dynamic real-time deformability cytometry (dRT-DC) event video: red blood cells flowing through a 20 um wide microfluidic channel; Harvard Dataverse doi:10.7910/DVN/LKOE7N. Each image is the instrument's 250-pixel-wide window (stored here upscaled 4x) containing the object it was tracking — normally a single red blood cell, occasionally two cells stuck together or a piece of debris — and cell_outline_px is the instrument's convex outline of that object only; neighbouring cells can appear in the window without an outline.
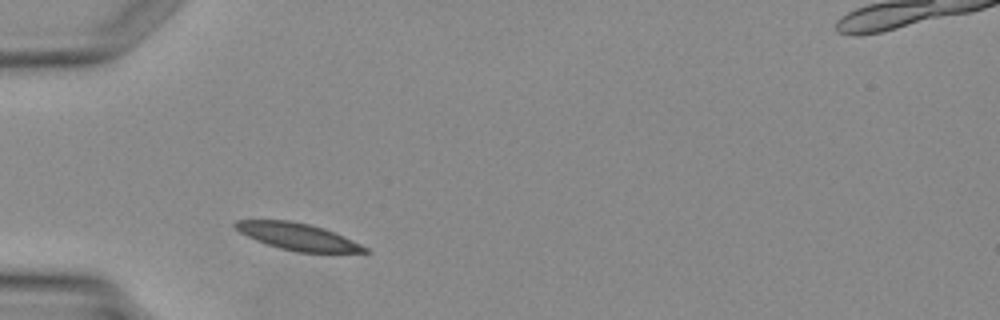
{"species": "Egyptian fruit bat (a non-hibernating species)", "species_latin": "Rousettus aegyptiacus", "temperature_condition": "warm", "stored_images_in_passage": 2, "camera_frame_rate_fps": 3000, "um_per_image_px": 0.085, "animal": {"sex": "female"}, "frame": {"image": 1, "passage_image": 1, "time_ms": 0.0, "image_size_px": [1000, 320], "cell_outline_px": [[372, 252], [296, 252], [280, 248], [256, 240], [240, 232], [232, 224], [236, 220], [292, 220], [324, 228], [344, 236], [368, 248]], "centroid_in_image_um": [25.31, 20.1], "position_along_channel_um": 59.7, "area_um2": 20.11}}